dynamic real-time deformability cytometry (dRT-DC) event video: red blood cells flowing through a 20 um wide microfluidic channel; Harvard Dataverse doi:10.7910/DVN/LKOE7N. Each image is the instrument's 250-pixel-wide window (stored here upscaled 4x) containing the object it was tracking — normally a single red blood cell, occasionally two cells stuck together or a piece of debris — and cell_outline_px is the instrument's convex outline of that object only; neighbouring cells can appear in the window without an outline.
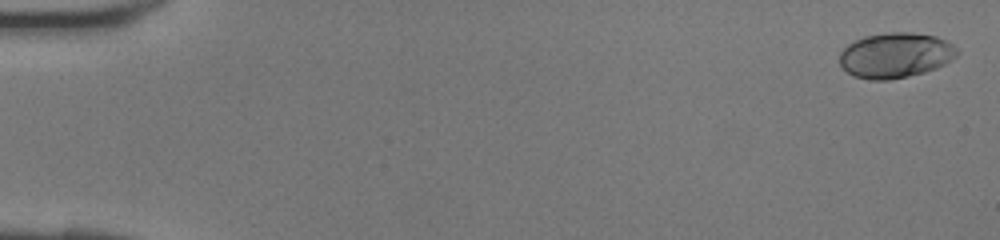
{"species": "human", "species_latin": "Homo sapiens", "temperature_condition": "room temperature", "stored_images_in_passage": 42, "camera_frame_rate_fps": 3000, "um_per_image_px": 0.085, "donor": {"sex": "female"}, "frame": {"image": 1, "passage_image": 1, "time_ms": 0.0, "image_size_px": [1000, 240], "cell_outline_px": [[960, 52], [956, 56], [944, 64], [936, 68], [924, 72], [908, 76], [888, 80], [868, 80], [852, 76], [840, 64], [840, 52], [848, 44], [864, 36], [884, 32], [912, 32], [936, 36], [948, 40]], "centroid_in_image_um": [76.12, 4.69], "position_along_channel_um": 8.9, "area_um2": 31.15}}
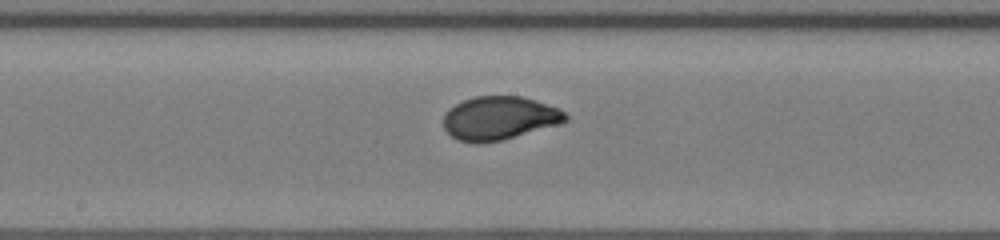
{"frame": {"image": 2, "passage_image": 23, "time_ms": 7.333, "image_size_px": [1000, 240], "cell_outline_px": [[568, 120], [560, 124], [504, 140], [480, 144], [476, 144], [456, 140], [444, 128], [444, 112], [448, 108], [464, 100], [476, 96], [520, 96], [560, 108], [568, 116]], "centroid_in_image_um": [42.44, 10.06], "position_along_channel_um": 205.8, "area_um2": 31.21}}
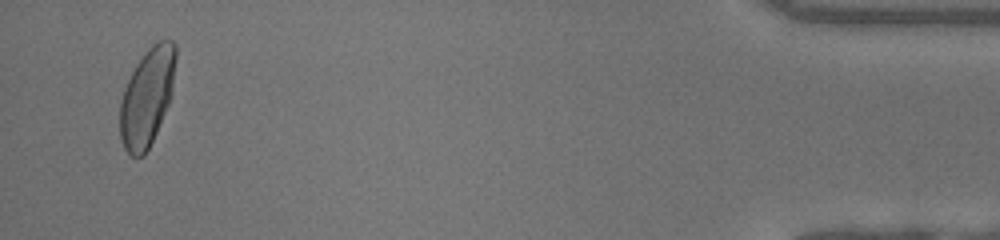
{"frame": {"image": 3, "passage_image": 41, "time_ms": 13.333, "image_size_px": [1000, 240], "cell_outline_px": [[176, 60], [172, 96], [156, 132], [144, 156], [132, 156], [124, 148], [120, 140], [120, 100], [124, 88], [136, 64], [144, 52], [152, 44], [160, 40], [172, 40], [176, 44]], "centroid_in_image_um": [12.51, 8.22], "position_along_channel_um": 422.7, "area_um2": 31.85}}